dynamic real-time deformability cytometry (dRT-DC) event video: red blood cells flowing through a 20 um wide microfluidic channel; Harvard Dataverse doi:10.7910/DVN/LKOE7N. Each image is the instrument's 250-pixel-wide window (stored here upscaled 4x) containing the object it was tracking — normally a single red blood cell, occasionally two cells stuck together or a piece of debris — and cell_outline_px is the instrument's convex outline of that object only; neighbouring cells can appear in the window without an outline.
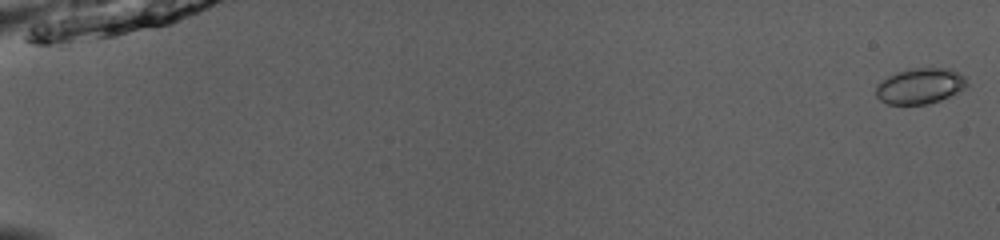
{"species": "common noctule bat (a hibernating species)", "species_latin": "Nyctalus noctula", "temperature_condition": "room temperature", "stored_images_in_passage": 13, "camera_frame_rate_fps": 3000, "um_per_image_px": 0.085, "animal": {"sex": "male", "body_mass_g": 13.0, "forearm_length_mm": 53.1}, "frame": {"image": 1, "passage_image": 1, "time_ms": 0.0, "image_size_px": [1000, 240], "cell_outline_px": [[968, 84], [960, 92], [940, 100], [928, 104], [888, 104], [880, 100], [876, 96], [876, 84], [888, 76], [896, 72], [912, 68], [948, 68], [964, 76]], "centroid_in_image_um": [78.2, 7.31], "position_along_channel_um": 6.8, "area_um2": 18.96}}